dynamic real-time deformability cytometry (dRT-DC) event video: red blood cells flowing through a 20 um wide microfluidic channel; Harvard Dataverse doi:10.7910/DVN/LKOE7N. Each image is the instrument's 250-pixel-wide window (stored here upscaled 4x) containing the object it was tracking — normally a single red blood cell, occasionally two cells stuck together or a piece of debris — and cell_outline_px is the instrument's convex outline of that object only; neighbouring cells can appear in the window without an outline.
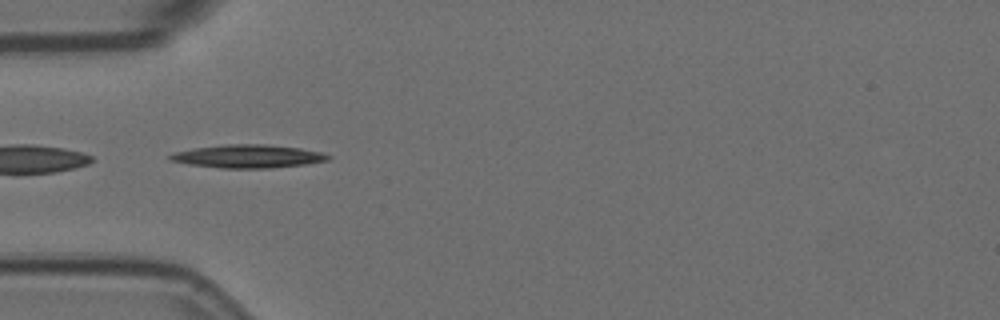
{"species": "Egyptian fruit bat (a non-hibernating species)", "species_latin": "Rousettus aegyptiacus", "temperature_condition": "room temperature", "stored_images_in_passage": 3, "camera_frame_rate_fps": 3000, "um_per_image_px": 0.085, "animal": {"sex": "female"}, "frame": {"image": 1, "passage_image": 2, "time_ms": 0.333, "image_size_px": [1000, 320], "cell_outline_px": [[332, 156], [328, 160], [308, 164], [268, 168], [220, 168], [188, 164], [168, 160], [168, 156], [172, 152], [196, 148], [224, 144], [264, 144], [300, 148], [320, 152]], "centroid_in_image_um": [21.05, 13.29], "position_along_channel_um": 63.9, "area_um2": 21.39}}